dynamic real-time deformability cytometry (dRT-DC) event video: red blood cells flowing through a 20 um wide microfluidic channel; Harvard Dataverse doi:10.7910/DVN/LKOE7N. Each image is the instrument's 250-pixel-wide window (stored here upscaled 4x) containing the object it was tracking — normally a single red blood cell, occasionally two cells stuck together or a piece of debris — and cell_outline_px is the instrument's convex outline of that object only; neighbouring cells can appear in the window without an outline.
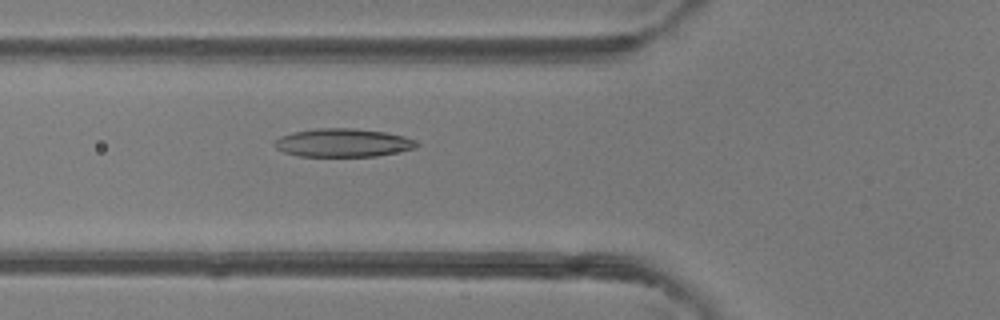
{"species": "common noctule bat (a hibernating species)", "species_latin": "Nyctalus noctula", "temperature_condition": "room temperature", "stored_images_in_passage": 48, "camera_frame_rate_fps": 3000, "um_per_image_px": 0.085, "animal": {"sex": "female"}, "frame": {"image": 1, "passage_image": 18, "time_ms": 5.667, "image_size_px": [1000, 320], "cell_outline_px": [[420, 144], [416, 148], [376, 156], [300, 156], [284, 152], [276, 148], [272, 144], [280, 136], [292, 132], [316, 128], [352, 128], [384, 132], [404, 136], [416, 140]], "centroid_in_image_um": [29.14, 12.13], "position_along_channel_um": 96.7, "area_um2": 23.47}}
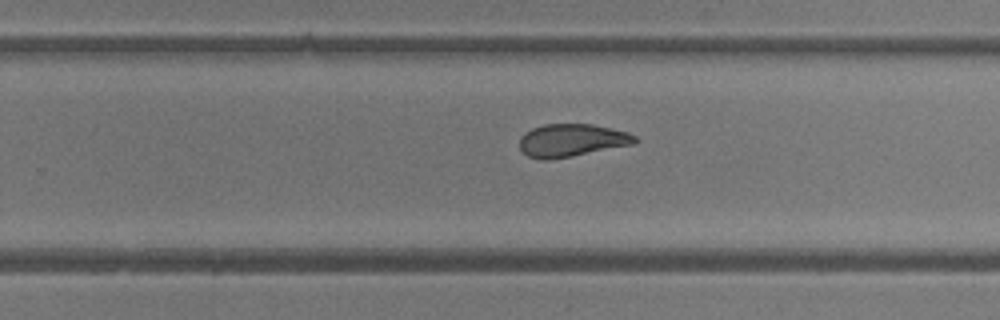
{"frame": {"image": 2, "passage_image": 31, "time_ms": 10.0, "image_size_px": [1000, 320], "cell_outline_px": [[636, 144], [572, 156], [548, 160], [544, 160], [528, 156], [520, 148], [520, 136], [532, 128], [544, 124], [592, 124], [628, 132], [636, 136]], "centroid_in_image_um": [48.6, 11.93], "position_along_channel_um": 281.2, "area_um2": 22.02}}
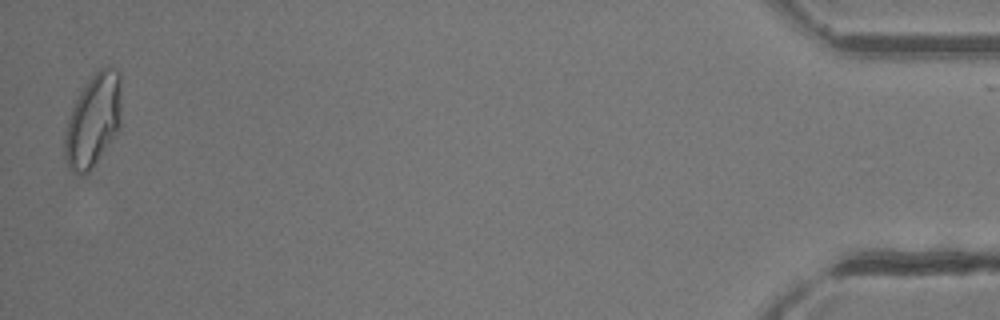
{"frame": {"image": 3, "passage_image": 48, "time_ms": 15.667, "image_size_px": [1000, 320], "cell_outline_px": [[120, 128], [92, 168], [84, 176], [80, 176], [72, 172], [68, 168], [64, 156], [64, 132], [72, 108], [80, 92], [88, 80], [96, 72], [108, 64], [120, 72]], "centroid_in_image_um": [7.91, 10.27], "position_along_channel_um": 427.3, "area_um2": 30.75}, "authors_computed_cell_mechanics": {"area_um2": 24.2471, "velocity_mm_per_s": 4.251, "shape_relaxation_time_tau1_ms": 6.5675, "shape_relaxation_time_tau2_ms": 2.3324, "deformation_change_tau1": 0.2009, "deformation_change_tau2": 0.0804}}